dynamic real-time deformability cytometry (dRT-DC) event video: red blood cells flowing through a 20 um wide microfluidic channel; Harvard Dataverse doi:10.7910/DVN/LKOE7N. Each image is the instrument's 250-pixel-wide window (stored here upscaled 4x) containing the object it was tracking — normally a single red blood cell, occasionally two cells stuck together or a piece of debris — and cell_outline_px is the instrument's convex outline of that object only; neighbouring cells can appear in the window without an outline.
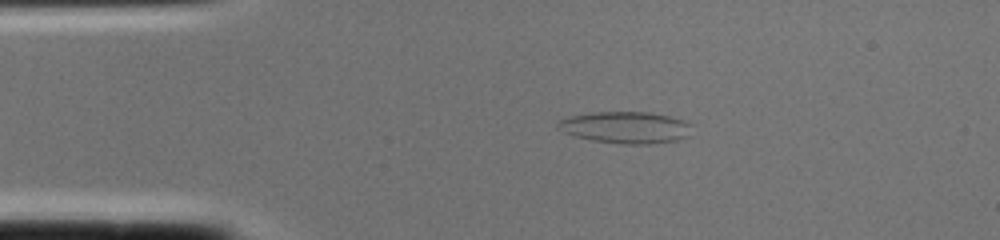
{"species": "common noctule bat (a hibernating species)", "species_latin": "Nyctalus noctula", "temperature_condition": "cold", "stored_images_in_passage": 1, "camera_frame_rate_fps": 3000, "um_per_image_px": 0.085, "animal": {"sex": "female", "body_mass_g": 22.0, "forearm_length_mm": 56.7}, "frame": {"image": 1, "passage_image": 1, "time_ms": 0.0, "image_size_px": [1000, 240], "cell_outline_px": [[692, 124], [688, 136], [676, 140], [652, 144], [620, 144], [592, 140], [576, 136], [564, 132], [556, 128], [556, 120], [568, 116], [592, 112], [652, 112], [668, 116]], "centroid_in_image_um": [53.12, 10.83], "position_along_channel_um": 31.9, "area_um2": 24.91}}